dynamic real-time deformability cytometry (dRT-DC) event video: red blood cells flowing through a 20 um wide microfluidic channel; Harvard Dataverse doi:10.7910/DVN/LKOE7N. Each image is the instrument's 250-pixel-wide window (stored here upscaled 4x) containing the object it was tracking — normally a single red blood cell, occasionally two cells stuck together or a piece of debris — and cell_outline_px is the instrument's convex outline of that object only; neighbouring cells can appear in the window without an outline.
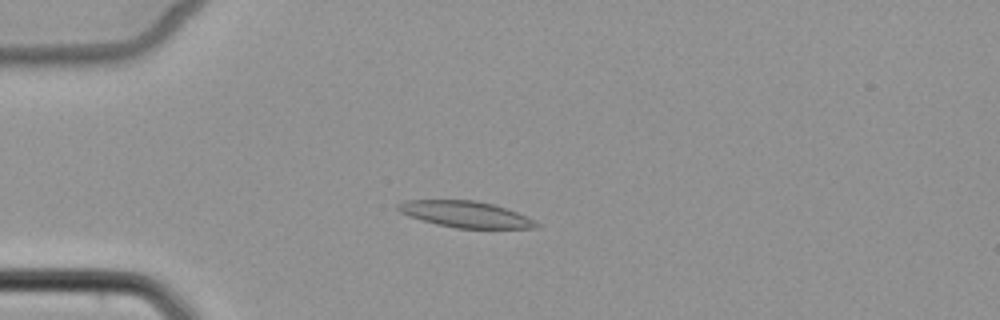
{"species": "common noctule bat (a hibernating species)", "species_latin": "Nyctalus noctula", "temperature_condition": "cold", "stored_images_in_passage": 6, "camera_frame_rate_fps": 3000, "um_per_image_px": 0.085, "animal": {"sex": "female", "body_mass_g": 22.7, "forearm_length_mm": 54.2}, "frame": {"image": 1, "passage_image": 3, "time_ms": 2.667, "image_size_px": [1000, 320], "cell_outline_px": [[540, 224], [536, 228], [456, 228], [436, 224], [408, 216], [400, 212], [396, 208], [396, 204], [404, 200], [476, 200], [492, 204], [516, 212]], "centroid_in_image_um": [39.49, 18.21], "position_along_channel_um": 45.5, "area_um2": 20.98}}
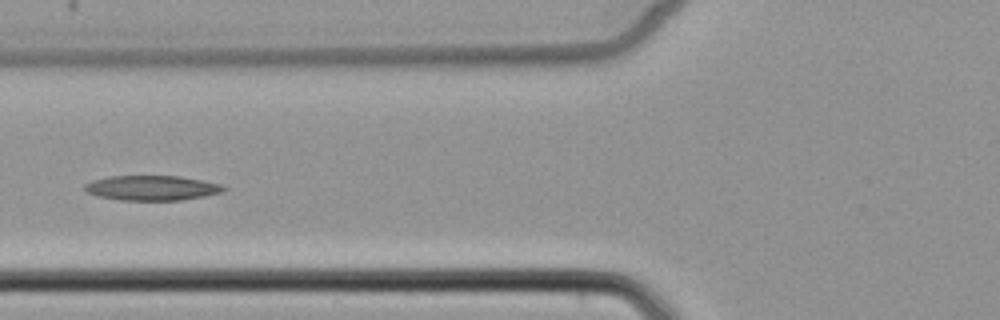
{"frame": {"image": 2, "passage_image": 5, "time_ms": 5.0, "image_size_px": [1000, 320], "cell_outline_px": [[228, 188], [224, 192], [204, 196], [180, 200], [120, 200], [96, 196], [88, 192], [84, 188], [84, 184], [92, 180], [108, 176], [180, 176], [220, 184]], "centroid_in_image_um": [12.9, 15.97], "position_along_channel_um": 112.9, "area_um2": 20.17}}
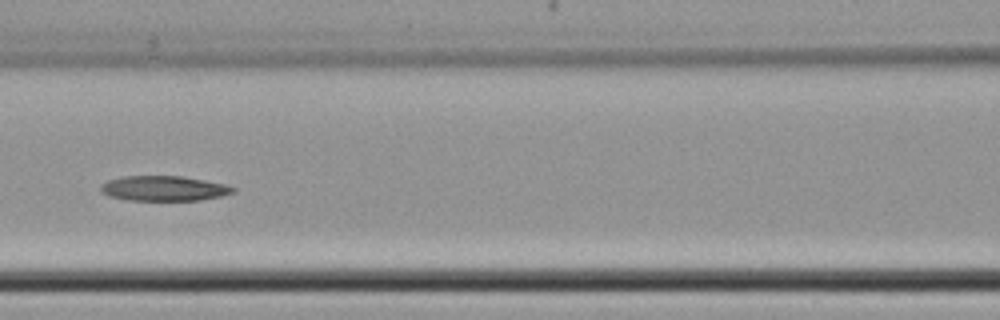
{"frame": {"image": 3, "passage_image": 6, "time_ms": 6.0, "image_size_px": [1000, 320], "cell_outline_px": [[236, 192], [220, 196], [200, 200], [128, 200], [108, 196], [100, 192], [100, 184], [108, 180], [124, 176], [184, 176], [228, 184], [236, 188]], "centroid_in_image_um": [13.94, 16.01], "position_along_channel_um": 152.7, "area_um2": 19.54}}